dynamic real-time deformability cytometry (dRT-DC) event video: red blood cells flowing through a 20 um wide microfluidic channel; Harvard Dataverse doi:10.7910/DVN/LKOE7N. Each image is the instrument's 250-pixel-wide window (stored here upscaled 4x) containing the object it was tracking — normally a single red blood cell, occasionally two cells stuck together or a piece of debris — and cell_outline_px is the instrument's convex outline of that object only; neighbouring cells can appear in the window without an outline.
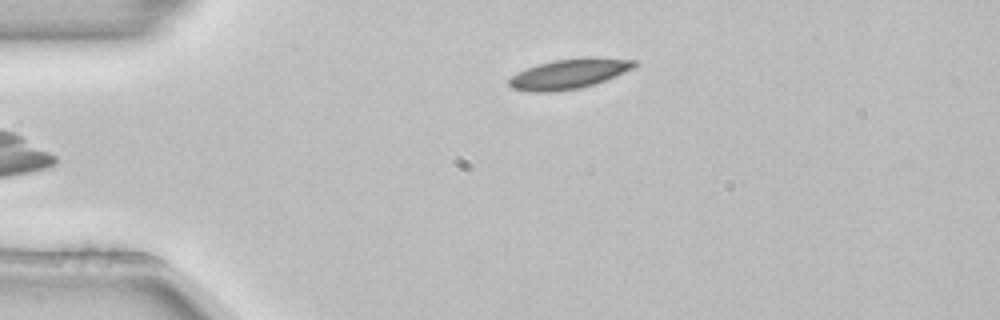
{"species": "common noctule bat (a hibernating species)", "species_latin": "Nyctalus noctula", "temperature_condition": "room temperature", "stored_images_in_passage": 5, "camera_frame_rate_fps": 3000, "um_per_image_px": 0.085, "animal": {"sex": "female", "body_mass_g": 22.7, "forearm_length_mm": 54.2}, "frame": {"image": 1, "passage_image": 5, "time_ms": 1.333, "image_size_px": [1000, 320], "cell_outline_px": [[640, 64], [624, 72], [604, 80], [580, 88], [552, 92], [536, 92], [512, 88], [508, 84], [508, 80], [512, 76], [528, 68], [552, 60], [584, 56], [596, 56], [636, 60]], "centroid_in_image_um": [48.42, 6.24], "position_along_channel_um": 36.6, "area_um2": 21.85}}